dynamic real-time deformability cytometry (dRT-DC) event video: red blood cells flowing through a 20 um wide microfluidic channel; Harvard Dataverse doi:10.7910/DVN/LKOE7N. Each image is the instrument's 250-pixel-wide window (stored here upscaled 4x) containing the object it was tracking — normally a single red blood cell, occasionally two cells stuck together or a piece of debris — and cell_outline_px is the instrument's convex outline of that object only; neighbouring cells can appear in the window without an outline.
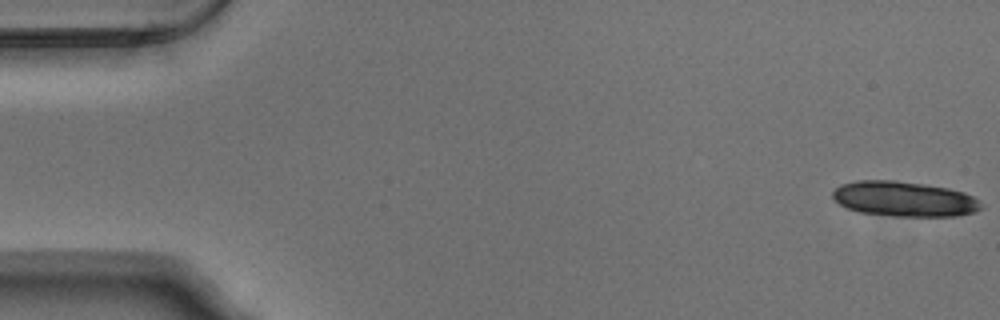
{"species": "Egyptian fruit bat (a non-hibernating species)", "species_latin": "Rousettus aegyptiacus", "temperature_condition": "warm", "stored_images_in_passage": 23, "segment_of_instrument_passage": [1, 2], "camera_frame_rate_fps": 3000, "um_per_image_px": 0.085, "animal": {"sex": "male"}, "frame": {"image": 1, "passage_image": 1, "time_ms": 0.0, "image_size_px": [1000, 320], "cell_outline_px": [[980, 208], [972, 212], [956, 216], [896, 216], [860, 212], [848, 208], [840, 204], [832, 196], [832, 192], [840, 184], [856, 180], [896, 180], [924, 184], [948, 188], [964, 192], [980, 200]], "centroid_in_image_um": [76.83, 16.9], "position_along_channel_um": 8.2, "area_um2": 30.23}}
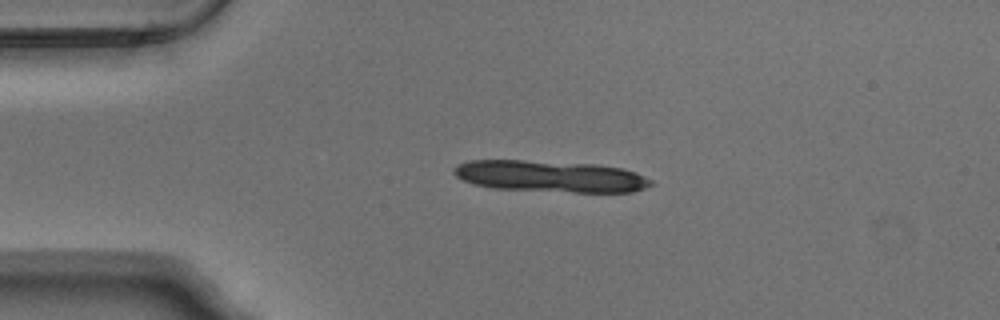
{"frame": {"image": 2, "passage_image": 12, "time_ms": 3.667, "image_size_px": [1000, 320], "cell_outline_px": [[652, 184], [644, 188], [632, 192], [572, 192], [492, 188], [472, 184], [456, 176], [452, 172], [452, 168], [456, 164], [468, 160], [524, 160], [596, 164], [624, 168], [636, 172], [652, 180]], "centroid_in_image_um": [46.75, 14.98], "position_along_channel_um": 38.3, "area_um2": 36.47}}